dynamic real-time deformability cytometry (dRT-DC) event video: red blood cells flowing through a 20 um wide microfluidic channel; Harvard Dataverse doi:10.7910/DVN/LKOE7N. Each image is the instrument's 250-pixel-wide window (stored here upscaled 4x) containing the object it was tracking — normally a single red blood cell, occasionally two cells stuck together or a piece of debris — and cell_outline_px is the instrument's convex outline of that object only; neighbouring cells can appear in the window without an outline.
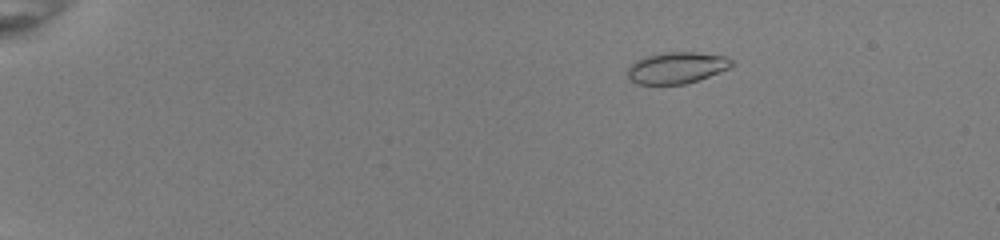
{"species": "common noctule bat (a hibernating species)", "species_latin": "Nyctalus noctula", "temperature_condition": "room temperature", "stored_images_in_passage": 45, "camera_frame_rate_fps": 3000, "um_per_image_px": 0.085, "animal": {"sex": "female", "body_mass_g": 22.0, "forearm_length_mm": 56.7}, "frame": {"image": 1, "passage_image": 2, "time_ms": 0.333, "image_size_px": [1000, 240], "cell_outline_px": [[736, 64], [732, 68], [684, 84], [636, 84], [628, 76], [628, 68], [636, 60], [644, 56], [660, 52], [696, 52], [724, 56], [732, 60]], "centroid_in_image_um": [57.54, 5.74], "position_along_channel_um": 27.5, "area_um2": 19.13}}
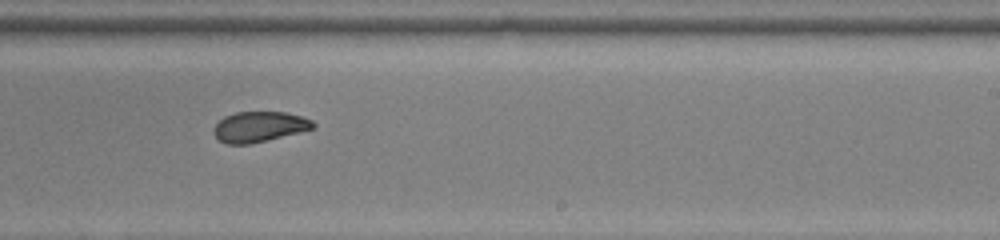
{"frame": {"image": 2, "passage_image": 28, "time_ms": 9.0, "image_size_px": [1000, 240], "cell_outline_px": [[316, 128], [300, 132], [248, 144], [228, 144], [220, 140], [212, 132], [212, 128], [224, 116], [236, 112], [288, 112], [312, 120], [316, 124]], "centroid_in_image_um": [22.04, 10.76], "position_along_channel_um": 267.0, "area_um2": 17.57}}
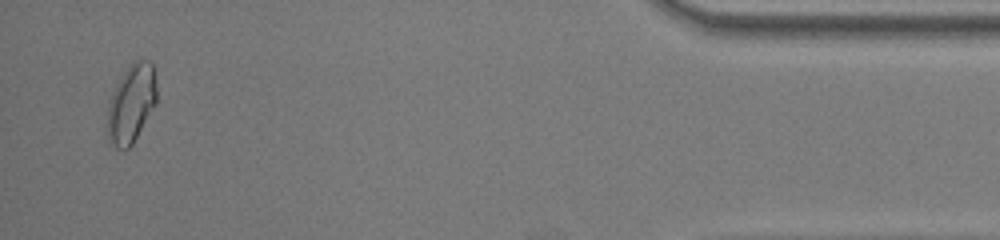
{"frame": {"image": 3, "passage_image": 44, "time_ms": 14.333, "image_size_px": [1000, 240], "cell_outline_px": [[156, 104], [132, 144], [128, 148], [116, 148], [112, 144], [104, 128], [108, 108], [112, 92], [116, 84], [132, 60], [148, 60], [152, 64], [156, 88]], "centroid_in_image_um": [11.13, 8.81], "position_along_channel_um": 424.1, "area_um2": 22.54}, "authors_computed_cell_mechanics": {"area_um2": 18.9006, "velocity_mm_per_s": 4.012, "shape_relaxation_time_tau1_ms": 4.7158, "shape_relaxation_time_tau2_ms": 1.4746, "deformation_change_tau1": 0.1773, "deformation_change_tau2": 0.067}}